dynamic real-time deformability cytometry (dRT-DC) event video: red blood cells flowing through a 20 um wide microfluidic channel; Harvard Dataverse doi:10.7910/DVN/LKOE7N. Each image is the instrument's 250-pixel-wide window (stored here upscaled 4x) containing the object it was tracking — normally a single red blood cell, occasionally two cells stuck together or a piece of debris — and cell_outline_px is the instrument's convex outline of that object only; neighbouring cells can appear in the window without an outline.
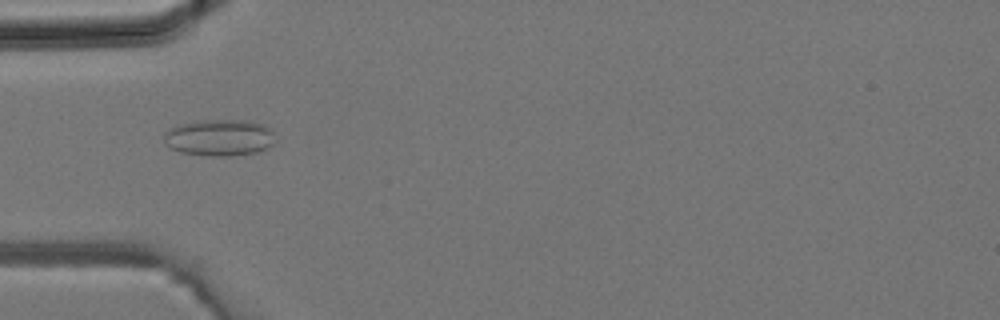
{"species": "common noctule bat (a hibernating species)", "species_latin": "Nyctalus noctula", "temperature_condition": "room temperature", "stored_images_in_passage": 4, "camera_frame_rate_fps": 3000, "um_per_image_px": 0.085, "animal": {"sex": "male", "body_mass_g": 19.2, "forearm_length_mm": 51.8}, "frame": {"image": 1, "passage_image": 4, "time_ms": 1.0, "image_size_px": [1000, 320], "cell_outline_px": [[276, 140], [268, 148], [260, 152], [232, 156], [204, 156], [180, 152], [164, 144], [164, 132], [180, 124], [196, 120], [252, 120], [264, 124], [272, 128]], "centroid_in_image_um": [18.7, 11.7], "position_along_channel_um": 66.3, "area_um2": 24.33}}